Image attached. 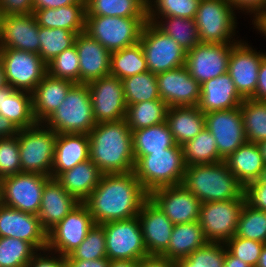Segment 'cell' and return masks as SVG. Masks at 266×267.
<instances>
[{"instance_id":"ffe728a7","label":"cell","mask_w":266,"mask_h":267,"mask_svg":"<svg viewBox=\"0 0 266 267\" xmlns=\"http://www.w3.org/2000/svg\"><path fill=\"white\" fill-rule=\"evenodd\" d=\"M160 99L170 107L197 106L200 84L189 74L186 66L157 74Z\"/></svg>"},{"instance_id":"c3c4849f","label":"cell","mask_w":266,"mask_h":267,"mask_svg":"<svg viewBox=\"0 0 266 267\" xmlns=\"http://www.w3.org/2000/svg\"><path fill=\"white\" fill-rule=\"evenodd\" d=\"M105 257H107L105 232L101 225L94 224L81 244L65 258L95 260Z\"/></svg>"},{"instance_id":"5bb4252c","label":"cell","mask_w":266,"mask_h":267,"mask_svg":"<svg viewBox=\"0 0 266 267\" xmlns=\"http://www.w3.org/2000/svg\"><path fill=\"white\" fill-rule=\"evenodd\" d=\"M92 215L84 202H80L59 223L47 232V248L66 257L86 238L93 227Z\"/></svg>"},{"instance_id":"91938a15","label":"cell","mask_w":266,"mask_h":267,"mask_svg":"<svg viewBox=\"0 0 266 267\" xmlns=\"http://www.w3.org/2000/svg\"><path fill=\"white\" fill-rule=\"evenodd\" d=\"M110 260L99 258L95 260L66 259V267H109Z\"/></svg>"},{"instance_id":"d6a6232c","label":"cell","mask_w":266,"mask_h":267,"mask_svg":"<svg viewBox=\"0 0 266 267\" xmlns=\"http://www.w3.org/2000/svg\"><path fill=\"white\" fill-rule=\"evenodd\" d=\"M224 161L244 187L258 180L265 166L258 144L250 142L237 148Z\"/></svg>"},{"instance_id":"f6af8a7d","label":"cell","mask_w":266,"mask_h":267,"mask_svg":"<svg viewBox=\"0 0 266 267\" xmlns=\"http://www.w3.org/2000/svg\"><path fill=\"white\" fill-rule=\"evenodd\" d=\"M236 236L266 244V211L245 202L238 220Z\"/></svg>"},{"instance_id":"6125c7cd","label":"cell","mask_w":266,"mask_h":267,"mask_svg":"<svg viewBox=\"0 0 266 267\" xmlns=\"http://www.w3.org/2000/svg\"><path fill=\"white\" fill-rule=\"evenodd\" d=\"M18 129L5 117L0 115V138L16 136Z\"/></svg>"},{"instance_id":"f1b7e54d","label":"cell","mask_w":266,"mask_h":267,"mask_svg":"<svg viewBox=\"0 0 266 267\" xmlns=\"http://www.w3.org/2000/svg\"><path fill=\"white\" fill-rule=\"evenodd\" d=\"M0 115L7 118L18 130L36 125L32 93L15 90L11 86L0 89Z\"/></svg>"},{"instance_id":"6f0895ef","label":"cell","mask_w":266,"mask_h":267,"mask_svg":"<svg viewBox=\"0 0 266 267\" xmlns=\"http://www.w3.org/2000/svg\"><path fill=\"white\" fill-rule=\"evenodd\" d=\"M138 267H176V264L163 256L148 255L138 261Z\"/></svg>"},{"instance_id":"89a4df30","label":"cell","mask_w":266,"mask_h":267,"mask_svg":"<svg viewBox=\"0 0 266 267\" xmlns=\"http://www.w3.org/2000/svg\"><path fill=\"white\" fill-rule=\"evenodd\" d=\"M258 146H259L261 154L263 156L264 163L266 164V140L258 143Z\"/></svg>"},{"instance_id":"6da1fadb","label":"cell","mask_w":266,"mask_h":267,"mask_svg":"<svg viewBox=\"0 0 266 267\" xmlns=\"http://www.w3.org/2000/svg\"><path fill=\"white\" fill-rule=\"evenodd\" d=\"M149 198L134 172L104 173L97 187L84 201L95 224L127 220L138 216Z\"/></svg>"},{"instance_id":"003e7915","label":"cell","mask_w":266,"mask_h":267,"mask_svg":"<svg viewBox=\"0 0 266 267\" xmlns=\"http://www.w3.org/2000/svg\"><path fill=\"white\" fill-rule=\"evenodd\" d=\"M256 267H266V244L264 245Z\"/></svg>"},{"instance_id":"52a82bcc","label":"cell","mask_w":266,"mask_h":267,"mask_svg":"<svg viewBox=\"0 0 266 267\" xmlns=\"http://www.w3.org/2000/svg\"><path fill=\"white\" fill-rule=\"evenodd\" d=\"M17 136L22 172L51 177L57 134L44 124L37 123L30 128L19 129Z\"/></svg>"},{"instance_id":"74e56055","label":"cell","mask_w":266,"mask_h":267,"mask_svg":"<svg viewBox=\"0 0 266 267\" xmlns=\"http://www.w3.org/2000/svg\"><path fill=\"white\" fill-rule=\"evenodd\" d=\"M167 104L162 99L127 106L126 123L131 131L157 125L166 120Z\"/></svg>"},{"instance_id":"1f68e13d","label":"cell","mask_w":266,"mask_h":267,"mask_svg":"<svg viewBox=\"0 0 266 267\" xmlns=\"http://www.w3.org/2000/svg\"><path fill=\"white\" fill-rule=\"evenodd\" d=\"M177 145H184L205 128V113L197 106L170 107L166 120Z\"/></svg>"},{"instance_id":"30bf717a","label":"cell","mask_w":266,"mask_h":267,"mask_svg":"<svg viewBox=\"0 0 266 267\" xmlns=\"http://www.w3.org/2000/svg\"><path fill=\"white\" fill-rule=\"evenodd\" d=\"M50 176L20 172L0 179V203L38 215L42 191Z\"/></svg>"},{"instance_id":"f5cc1de1","label":"cell","mask_w":266,"mask_h":267,"mask_svg":"<svg viewBox=\"0 0 266 267\" xmlns=\"http://www.w3.org/2000/svg\"><path fill=\"white\" fill-rule=\"evenodd\" d=\"M244 194L250 206L266 211V183H249L244 187Z\"/></svg>"},{"instance_id":"7a4b0ae2","label":"cell","mask_w":266,"mask_h":267,"mask_svg":"<svg viewBox=\"0 0 266 267\" xmlns=\"http://www.w3.org/2000/svg\"><path fill=\"white\" fill-rule=\"evenodd\" d=\"M89 159L104 173H129L135 165L126 120L97 123L88 134Z\"/></svg>"},{"instance_id":"a7ac6f4b","label":"cell","mask_w":266,"mask_h":267,"mask_svg":"<svg viewBox=\"0 0 266 267\" xmlns=\"http://www.w3.org/2000/svg\"><path fill=\"white\" fill-rule=\"evenodd\" d=\"M7 86L6 80H5V74H4V68L2 65V62L0 60V89Z\"/></svg>"},{"instance_id":"4316f807","label":"cell","mask_w":266,"mask_h":267,"mask_svg":"<svg viewBox=\"0 0 266 267\" xmlns=\"http://www.w3.org/2000/svg\"><path fill=\"white\" fill-rule=\"evenodd\" d=\"M89 159L88 134H57L51 178H57L62 172L70 170L78 163Z\"/></svg>"},{"instance_id":"9f6ffc18","label":"cell","mask_w":266,"mask_h":267,"mask_svg":"<svg viewBox=\"0 0 266 267\" xmlns=\"http://www.w3.org/2000/svg\"><path fill=\"white\" fill-rule=\"evenodd\" d=\"M57 256L58 258L55 256L53 258V256L50 257V255L47 256L46 254L42 256L41 252L38 255L36 251L26 267H66V258L60 254Z\"/></svg>"},{"instance_id":"e7e4bbea","label":"cell","mask_w":266,"mask_h":267,"mask_svg":"<svg viewBox=\"0 0 266 267\" xmlns=\"http://www.w3.org/2000/svg\"><path fill=\"white\" fill-rule=\"evenodd\" d=\"M109 267H138V262L128 260H110Z\"/></svg>"},{"instance_id":"816d5d0a","label":"cell","mask_w":266,"mask_h":267,"mask_svg":"<svg viewBox=\"0 0 266 267\" xmlns=\"http://www.w3.org/2000/svg\"><path fill=\"white\" fill-rule=\"evenodd\" d=\"M224 244L226 249L233 256L240 258L251 267L257 266L261 251L265 245L262 242L245 239L236 235L227 240Z\"/></svg>"},{"instance_id":"f35d334b","label":"cell","mask_w":266,"mask_h":267,"mask_svg":"<svg viewBox=\"0 0 266 267\" xmlns=\"http://www.w3.org/2000/svg\"><path fill=\"white\" fill-rule=\"evenodd\" d=\"M148 71L142 46H133L111 52L110 75L121 80Z\"/></svg>"},{"instance_id":"484cf974","label":"cell","mask_w":266,"mask_h":267,"mask_svg":"<svg viewBox=\"0 0 266 267\" xmlns=\"http://www.w3.org/2000/svg\"><path fill=\"white\" fill-rule=\"evenodd\" d=\"M79 203L55 178H50L43 188L38 214L42 227L48 232Z\"/></svg>"},{"instance_id":"ba28073f","label":"cell","mask_w":266,"mask_h":267,"mask_svg":"<svg viewBox=\"0 0 266 267\" xmlns=\"http://www.w3.org/2000/svg\"><path fill=\"white\" fill-rule=\"evenodd\" d=\"M233 11L229 0H201L194 17L200 43H237L231 41L237 26Z\"/></svg>"},{"instance_id":"7402d4cb","label":"cell","mask_w":266,"mask_h":267,"mask_svg":"<svg viewBox=\"0 0 266 267\" xmlns=\"http://www.w3.org/2000/svg\"><path fill=\"white\" fill-rule=\"evenodd\" d=\"M138 219L148 255L161 256L167 250L174 224L150 198L143 203Z\"/></svg>"},{"instance_id":"db71d44e","label":"cell","mask_w":266,"mask_h":267,"mask_svg":"<svg viewBox=\"0 0 266 267\" xmlns=\"http://www.w3.org/2000/svg\"><path fill=\"white\" fill-rule=\"evenodd\" d=\"M33 11V0H0V16L30 15Z\"/></svg>"},{"instance_id":"11a10c76","label":"cell","mask_w":266,"mask_h":267,"mask_svg":"<svg viewBox=\"0 0 266 267\" xmlns=\"http://www.w3.org/2000/svg\"><path fill=\"white\" fill-rule=\"evenodd\" d=\"M234 10H246V13H254L256 22L266 12V0H229Z\"/></svg>"},{"instance_id":"9c48e42d","label":"cell","mask_w":266,"mask_h":267,"mask_svg":"<svg viewBox=\"0 0 266 267\" xmlns=\"http://www.w3.org/2000/svg\"><path fill=\"white\" fill-rule=\"evenodd\" d=\"M139 43L148 71L156 75L182 67L186 63L187 52L153 22H146Z\"/></svg>"},{"instance_id":"8d00e7d4","label":"cell","mask_w":266,"mask_h":267,"mask_svg":"<svg viewBox=\"0 0 266 267\" xmlns=\"http://www.w3.org/2000/svg\"><path fill=\"white\" fill-rule=\"evenodd\" d=\"M86 16L147 17L141 0H85Z\"/></svg>"},{"instance_id":"836d02e7","label":"cell","mask_w":266,"mask_h":267,"mask_svg":"<svg viewBox=\"0 0 266 267\" xmlns=\"http://www.w3.org/2000/svg\"><path fill=\"white\" fill-rule=\"evenodd\" d=\"M208 242L199 221L174 224L167 250L161 256L176 261L188 257Z\"/></svg>"},{"instance_id":"8fae6325","label":"cell","mask_w":266,"mask_h":267,"mask_svg":"<svg viewBox=\"0 0 266 267\" xmlns=\"http://www.w3.org/2000/svg\"><path fill=\"white\" fill-rule=\"evenodd\" d=\"M7 86L32 93L47 74V64L39 54L13 48H0Z\"/></svg>"},{"instance_id":"2e32d148","label":"cell","mask_w":266,"mask_h":267,"mask_svg":"<svg viewBox=\"0 0 266 267\" xmlns=\"http://www.w3.org/2000/svg\"><path fill=\"white\" fill-rule=\"evenodd\" d=\"M230 44L198 43L186 53L185 66L189 74L201 85L228 72Z\"/></svg>"},{"instance_id":"603a6c76","label":"cell","mask_w":266,"mask_h":267,"mask_svg":"<svg viewBox=\"0 0 266 267\" xmlns=\"http://www.w3.org/2000/svg\"><path fill=\"white\" fill-rule=\"evenodd\" d=\"M39 26L33 16H0V48H13L39 54Z\"/></svg>"},{"instance_id":"ac0fdd59","label":"cell","mask_w":266,"mask_h":267,"mask_svg":"<svg viewBox=\"0 0 266 267\" xmlns=\"http://www.w3.org/2000/svg\"><path fill=\"white\" fill-rule=\"evenodd\" d=\"M266 53L256 52L247 43L238 41L232 46L228 60V73L238 93L244 98L255 96L258 71Z\"/></svg>"},{"instance_id":"8992f818","label":"cell","mask_w":266,"mask_h":267,"mask_svg":"<svg viewBox=\"0 0 266 267\" xmlns=\"http://www.w3.org/2000/svg\"><path fill=\"white\" fill-rule=\"evenodd\" d=\"M147 17L86 16L85 32L114 52L139 43Z\"/></svg>"},{"instance_id":"7c38bea8","label":"cell","mask_w":266,"mask_h":267,"mask_svg":"<svg viewBox=\"0 0 266 267\" xmlns=\"http://www.w3.org/2000/svg\"><path fill=\"white\" fill-rule=\"evenodd\" d=\"M105 232L109 260L139 261L148 256L138 216L101 225Z\"/></svg>"},{"instance_id":"f546056e","label":"cell","mask_w":266,"mask_h":267,"mask_svg":"<svg viewBox=\"0 0 266 267\" xmlns=\"http://www.w3.org/2000/svg\"><path fill=\"white\" fill-rule=\"evenodd\" d=\"M33 16L45 28H62L76 35L85 31V3H76L59 8L34 9Z\"/></svg>"},{"instance_id":"681fc988","label":"cell","mask_w":266,"mask_h":267,"mask_svg":"<svg viewBox=\"0 0 266 267\" xmlns=\"http://www.w3.org/2000/svg\"><path fill=\"white\" fill-rule=\"evenodd\" d=\"M79 57L75 44L47 63V73L55 78L80 83Z\"/></svg>"},{"instance_id":"8c879c8a","label":"cell","mask_w":266,"mask_h":267,"mask_svg":"<svg viewBox=\"0 0 266 267\" xmlns=\"http://www.w3.org/2000/svg\"><path fill=\"white\" fill-rule=\"evenodd\" d=\"M141 1H143L148 6L152 0H141Z\"/></svg>"},{"instance_id":"680465c9","label":"cell","mask_w":266,"mask_h":267,"mask_svg":"<svg viewBox=\"0 0 266 267\" xmlns=\"http://www.w3.org/2000/svg\"><path fill=\"white\" fill-rule=\"evenodd\" d=\"M253 99L266 101V56L263 58L259 67L258 82Z\"/></svg>"},{"instance_id":"b9f144b4","label":"cell","mask_w":266,"mask_h":267,"mask_svg":"<svg viewBox=\"0 0 266 267\" xmlns=\"http://www.w3.org/2000/svg\"><path fill=\"white\" fill-rule=\"evenodd\" d=\"M127 106L160 99L157 86V75L145 71L122 80Z\"/></svg>"},{"instance_id":"d590c367","label":"cell","mask_w":266,"mask_h":267,"mask_svg":"<svg viewBox=\"0 0 266 267\" xmlns=\"http://www.w3.org/2000/svg\"><path fill=\"white\" fill-rule=\"evenodd\" d=\"M182 148L186 166L213 164L224 160L219 155L215 138L206 127L182 145Z\"/></svg>"},{"instance_id":"60d3db41","label":"cell","mask_w":266,"mask_h":267,"mask_svg":"<svg viewBox=\"0 0 266 267\" xmlns=\"http://www.w3.org/2000/svg\"><path fill=\"white\" fill-rule=\"evenodd\" d=\"M240 108L246 141L258 144L266 140V101L244 99Z\"/></svg>"},{"instance_id":"d4e9b609","label":"cell","mask_w":266,"mask_h":267,"mask_svg":"<svg viewBox=\"0 0 266 267\" xmlns=\"http://www.w3.org/2000/svg\"><path fill=\"white\" fill-rule=\"evenodd\" d=\"M200 86V101L197 107L205 114L240 107L244 100L228 72L212 78Z\"/></svg>"},{"instance_id":"7dc6e473","label":"cell","mask_w":266,"mask_h":267,"mask_svg":"<svg viewBox=\"0 0 266 267\" xmlns=\"http://www.w3.org/2000/svg\"><path fill=\"white\" fill-rule=\"evenodd\" d=\"M224 259L225 244L208 242L188 257L176 260L175 264L176 267H224Z\"/></svg>"},{"instance_id":"cb8c5ba5","label":"cell","mask_w":266,"mask_h":267,"mask_svg":"<svg viewBox=\"0 0 266 267\" xmlns=\"http://www.w3.org/2000/svg\"><path fill=\"white\" fill-rule=\"evenodd\" d=\"M76 50L79 57L80 83L110 75L111 52L85 31L76 35Z\"/></svg>"},{"instance_id":"2644e50d","label":"cell","mask_w":266,"mask_h":267,"mask_svg":"<svg viewBox=\"0 0 266 267\" xmlns=\"http://www.w3.org/2000/svg\"><path fill=\"white\" fill-rule=\"evenodd\" d=\"M250 183H266V164L261 172L260 178Z\"/></svg>"},{"instance_id":"ab89813d","label":"cell","mask_w":266,"mask_h":267,"mask_svg":"<svg viewBox=\"0 0 266 267\" xmlns=\"http://www.w3.org/2000/svg\"><path fill=\"white\" fill-rule=\"evenodd\" d=\"M161 19L148 21L153 22L161 31L174 39L186 52L200 43L194 19L181 17H162Z\"/></svg>"},{"instance_id":"be15d7a7","label":"cell","mask_w":266,"mask_h":267,"mask_svg":"<svg viewBox=\"0 0 266 267\" xmlns=\"http://www.w3.org/2000/svg\"><path fill=\"white\" fill-rule=\"evenodd\" d=\"M224 267H251L249 264L242 261L240 258L233 256L225 246Z\"/></svg>"},{"instance_id":"4fadbf2b","label":"cell","mask_w":266,"mask_h":267,"mask_svg":"<svg viewBox=\"0 0 266 267\" xmlns=\"http://www.w3.org/2000/svg\"><path fill=\"white\" fill-rule=\"evenodd\" d=\"M245 202L243 194L234 200L201 203L198 221L209 242L225 243L236 235L238 220Z\"/></svg>"},{"instance_id":"d6986e66","label":"cell","mask_w":266,"mask_h":267,"mask_svg":"<svg viewBox=\"0 0 266 267\" xmlns=\"http://www.w3.org/2000/svg\"><path fill=\"white\" fill-rule=\"evenodd\" d=\"M149 198L163 211L173 224L199 220L201 201L183 184L153 190Z\"/></svg>"},{"instance_id":"5b68a950","label":"cell","mask_w":266,"mask_h":267,"mask_svg":"<svg viewBox=\"0 0 266 267\" xmlns=\"http://www.w3.org/2000/svg\"><path fill=\"white\" fill-rule=\"evenodd\" d=\"M43 124L56 134H89L97 123L93 116L88 85L74 83L59 108Z\"/></svg>"},{"instance_id":"44dd1931","label":"cell","mask_w":266,"mask_h":267,"mask_svg":"<svg viewBox=\"0 0 266 267\" xmlns=\"http://www.w3.org/2000/svg\"><path fill=\"white\" fill-rule=\"evenodd\" d=\"M0 237L29 242L37 251L47 248V231L38 215L23 212L0 203Z\"/></svg>"},{"instance_id":"e0dca14e","label":"cell","mask_w":266,"mask_h":267,"mask_svg":"<svg viewBox=\"0 0 266 267\" xmlns=\"http://www.w3.org/2000/svg\"><path fill=\"white\" fill-rule=\"evenodd\" d=\"M205 127L215 138L223 159L247 142L240 107L206 113Z\"/></svg>"},{"instance_id":"94428289","label":"cell","mask_w":266,"mask_h":267,"mask_svg":"<svg viewBox=\"0 0 266 267\" xmlns=\"http://www.w3.org/2000/svg\"><path fill=\"white\" fill-rule=\"evenodd\" d=\"M34 9L59 8L76 3H85V0H33Z\"/></svg>"},{"instance_id":"3957f363","label":"cell","mask_w":266,"mask_h":267,"mask_svg":"<svg viewBox=\"0 0 266 267\" xmlns=\"http://www.w3.org/2000/svg\"><path fill=\"white\" fill-rule=\"evenodd\" d=\"M182 184L201 203L234 200L244 194V186L225 161L186 166Z\"/></svg>"},{"instance_id":"e575fe53","label":"cell","mask_w":266,"mask_h":267,"mask_svg":"<svg viewBox=\"0 0 266 267\" xmlns=\"http://www.w3.org/2000/svg\"><path fill=\"white\" fill-rule=\"evenodd\" d=\"M175 145L173 134L166 122L132 131V151L134 156H145Z\"/></svg>"},{"instance_id":"ee69618b","label":"cell","mask_w":266,"mask_h":267,"mask_svg":"<svg viewBox=\"0 0 266 267\" xmlns=\"http://www.w3.org/2000/svg\"><path fill=\"white\" fill-rule=\"evenodd\" d=\"M37 251L29 242L0 237V267H26Z\"/></svg>"},{"instance_id":"83f0119b","label":"cell","mask_w":266,"mask_h":267,"mask_svg":"<svg viewBox=\"0 0 266 267\" xmlns=\"http://www.w3.org/2000/svg\"><path fill=\"white\" fill-rule=\"evenodd\" d=\"M73 84L48 73L44 76L32 92L33 115L37 123H43L59 108Z\"/></svg>"},{"instance_id":"bcb514c9","label":"cell","mask_w":266,"mask_h":267,"mask_svg":"<svg viewBox=\"0 0 266 267\" xmlns=\"http://www.w3.org/2000/svg\"><path fill=\"white\" fill-rule=\"evenodd\" d=\"M200 1L201 0H154V4L151 2L147 6V18L148 20H157L161 17L194 19Z\"/></svg>"},{"instance_id":"277c9868","label":"cell","mask_w":266,"mask_h":267,"mask_svg":"<svg viewBox=\"0 0 266 267\" xmlns=\"http://www.w3.org/2000/svg\"><path fill=\"white\" fill-rule=\"evenodd\" d=\"M133 172L144 190L150 194L158 188L182 184L186 164L180 145L145 156H134Z\"/></svg>"},{"instance_id":"03108f58","label":"cell","mask_w":266,"mask_h":267,"mask_svg":"<svg viewBox=\"0 0 266 267\" xmlns=\"http://www.w3.org/2000/svg\"><path fill=\"white\" fill-rule=\"evenodd\" d=\"M253 24L260 33H263L266 36V12Z\"/></svg>"},{"instance_id":"9a60e30c","label":"cell","mask_w":266,"mask_h":267,"mask_svg":"<svg viewBox=\"0 0 266 267\" xmlns=\"http://www.w3.org/2000/svg\"><path fill=\"white\" fill-rule=\"evenodd\" d=\"M87 85L96 123L125 119L127 102L121 79L108 75L91 81Z\"/></svg>"},{"instance_id":"7bdbcfd3","label":"cell","mask_w":266,"mask_h":267,"mask_svg":"<svg viewBox=\"0 0 266 267\" xmlns=\"http://www.w3.org/2000/svg\"><path fill=\"white\" fill-rule=\"evenodd\" d=\"M76 34L62 28H45L39 26V56L47 64L54 57L74 45Z\"/></svg>"},{"instance_id":"4dcf8cb0","label":"cell","mask_w":266,"mask_h":267,"mask_svg":"<svg viewBox=\"0 0 266 267\" xmlns=\"http://www.w3.org/2000/svg\"><path fill=\"white\" fill-rule=\"evenodd\" d=\"M103 173L90 160L78 163L62 172L56 180L79 202H84L97 187Z\"/></svg>"},{"instance_id":"f907efd6","label":"cell","mask_w":266,"mask_h":267,"mask_svg":"<svg viewBox=\"0 0 266 267\" xmlns=\"http://www.w3.org/2000/svg\"><path fill=\"white\" fill-rule=\"evenodd\" d=\"M20 172L18 136L0 138V179Z\"/></svg>"}]
</instances>
